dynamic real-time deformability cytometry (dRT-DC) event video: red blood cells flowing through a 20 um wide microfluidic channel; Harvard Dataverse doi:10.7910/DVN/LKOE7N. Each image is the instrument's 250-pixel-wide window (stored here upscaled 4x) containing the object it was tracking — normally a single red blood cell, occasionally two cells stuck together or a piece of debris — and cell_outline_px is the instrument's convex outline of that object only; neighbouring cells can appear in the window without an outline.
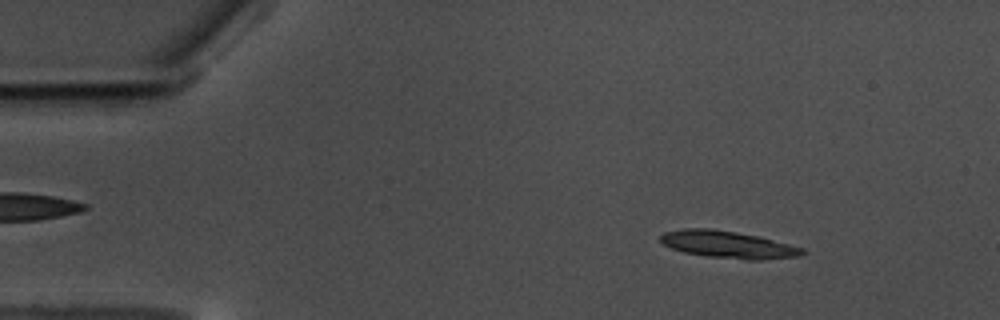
{"species": "common noctule bat (a hibernating species)", "species_latin": "Nyctalus noctula", "temperature_condition": "warm", "stored_images_in_passage": 18, "camera_frame_rate_fps": 3000, "um_per_image_px": 0.085, "animal": {"sex": "male", "body_mass_g": 17.5, "forearm_length_mm": 52.3}, "frame": {"image": 1, "passage_image": 8, "time_ms": 2.333, "image_size_px": [1000, 320], "cell_outline_px": [[808, 252], [800, 256], [760, 260], [748, 260], [708, 256], [684, 252], [672, 248], [664, 244], [660, 240], [660, 236], [664, 232], [684, 228], [712, 228], [736, 232], [756, 236], [804, 248]], "centroid_in_image_um": [61.89, 20.79], "position_along_channel_um": 23.1, "area_um2": 22.31}}
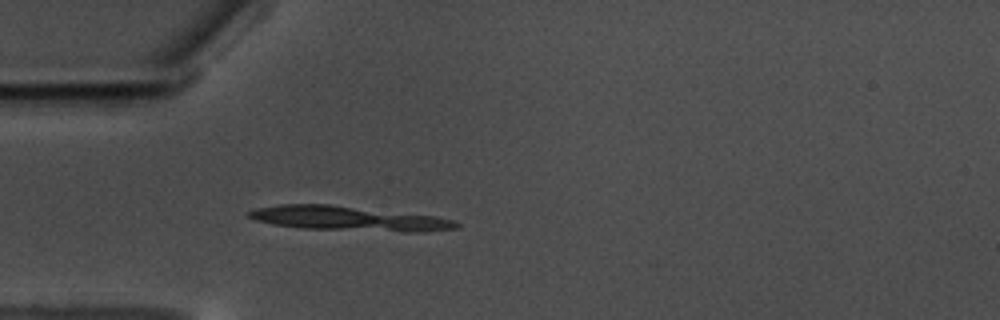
{"frame": {"image": 2, "passage_image": 17, "time_ms": 5.333, "image_size_px": [1000, 320], "cell_outline_px": [[460, 224], [456, 228], [420, 232], [404, 232], [300, 228], [276, 224], [256, 220], [248, 216], [244, 212], [256, 208], [280, 204], [328, 204], [436, 216], [452, 220]], "centroid_in_image_um": [29.6, 18.57], "position_along_channel_um": 55.4, "area_um2": 29.48}}